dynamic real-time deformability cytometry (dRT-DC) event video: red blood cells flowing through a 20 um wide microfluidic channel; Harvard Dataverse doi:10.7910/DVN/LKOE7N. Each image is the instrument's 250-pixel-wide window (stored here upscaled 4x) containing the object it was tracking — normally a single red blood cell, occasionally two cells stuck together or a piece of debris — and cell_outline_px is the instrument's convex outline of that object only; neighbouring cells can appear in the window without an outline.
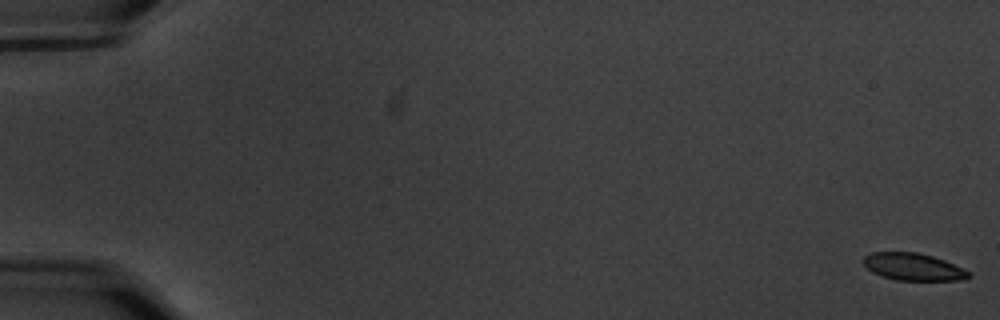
{"species": "common noctule bat (a hibernating species)", "species_latin": "Nyctalus noctula", "temperature_condition": "warm", "stored_images_in_passage": 59, "camera_frame_rate_fps": 3000, "um_per_image_px": 0.085, "animal": {"sex": "male", "body_mass_g": 20.1, "forearm_length_mm": 53.5}, "frame": {"image": 1, "passage_image": 1, "time_ms": 0.0, "image_size_px": [1000, 320], "cell_outline_px": [[972, 276], [960, 280], [896, 280], [872, 272], [860, 260], [864, 256], [872, 252], [916, 252], [932, 256], [944, 260], [972, 272]], "centroid_in_image_um": [77.63, 22.67], "position_along_channel_um": 7.4, "area_um2": 16.7}}
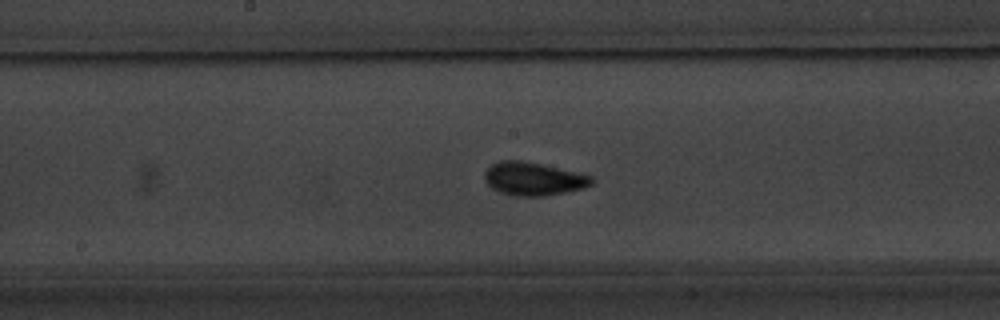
{"frame": {"image": 2, "passage_image": 32, "time_ms": 10.333, "image_size_px": [1000, 320], "cell_outline_px": [[596, 180], [592, 184], [584, 188], [544, 196], [512, 196], [500, 192], [492, 188], [484, 180], [484, 172], [492, 164], [500, 160], [520, 160], [540, 164], [592, 176]], "centroid_in_image_um": [45.32, 15.21], "position_along_channel_um": 202.9, "area_um2": 20.63}}
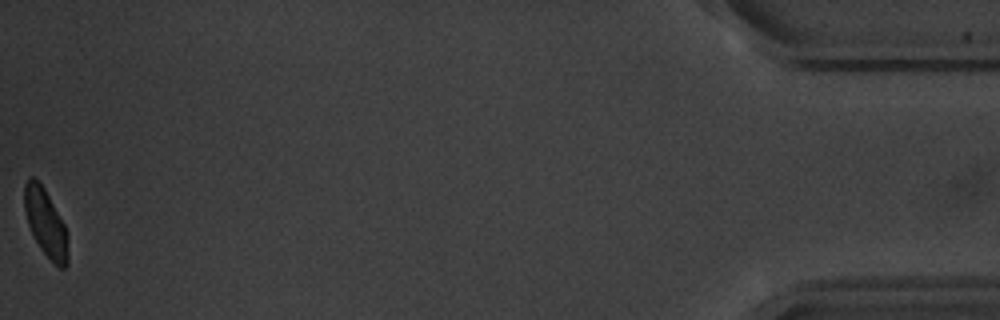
{"frame": {"image": 3, "passage_image": 59, "time_ms": 19.333, "image_size_px": [1000, 320], "cell_outline_px": [[68, 264], [64, 268], [60, 268], [40, 248], [28, 224], [24, 208], [24, 184], [28, 176], [32, 176], [44, 188], [64, 224], [68, 232]], "centroid_in_image_um": [3.89, 18.94], "position_along_channel_um": 431.3, "area_um2": 16.99}, "authors_computed_cell_mechanics": {"area_um2": 18.3226, "velocity_mm_per_s": 3.5314, "shape_relaxation_time_tau1_ms": 2.0822, "shape_relaxation_time_tau2_ms": 0.8075, "deformation_change_tau1": 0.1127, "deformation_change_tau2": 0.0624}}